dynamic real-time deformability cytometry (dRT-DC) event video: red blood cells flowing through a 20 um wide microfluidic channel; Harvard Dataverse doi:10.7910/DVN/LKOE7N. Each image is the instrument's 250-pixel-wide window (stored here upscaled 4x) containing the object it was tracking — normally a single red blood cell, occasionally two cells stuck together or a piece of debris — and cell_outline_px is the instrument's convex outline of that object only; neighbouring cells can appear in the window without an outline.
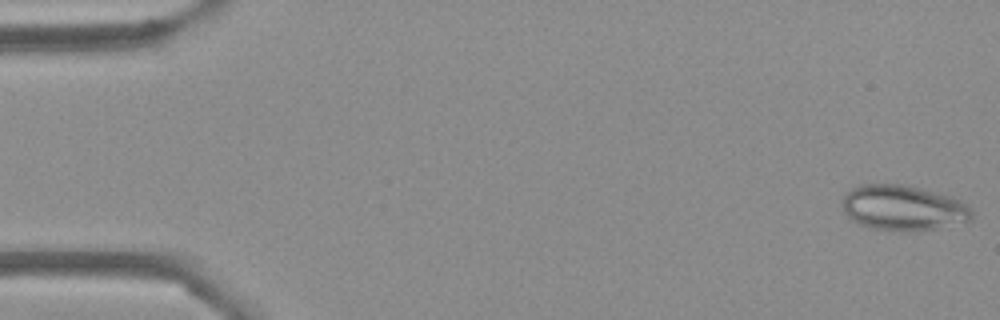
{"species": "Egyptian fruit bat (a non-hibernating species)", "species_latin": "Rousettus aegyptiacus", "temperature_condition": "cold", "stored_images_in_passage": 15, "camera_frame_rate_fps": 3000, "um_per_image_px": 0.085, "frame": {"image": 1, "passage_image": 1, "time_ms": 0.0, "image_size_px": [1000, 320], "cell_outline_px": [[972, 220], [936, 228], [904, 232], [872, 228], [860, 224], [852, 220], [844, 212], [844, 192], [860, 184], [900, 184], [948, 196], [960, 200], [968, 204], [972, 212]], "centroid_in_image_um": [76.75, 17.67], "position_along_channel_um": 8.2, "area_um2": 33.87}}